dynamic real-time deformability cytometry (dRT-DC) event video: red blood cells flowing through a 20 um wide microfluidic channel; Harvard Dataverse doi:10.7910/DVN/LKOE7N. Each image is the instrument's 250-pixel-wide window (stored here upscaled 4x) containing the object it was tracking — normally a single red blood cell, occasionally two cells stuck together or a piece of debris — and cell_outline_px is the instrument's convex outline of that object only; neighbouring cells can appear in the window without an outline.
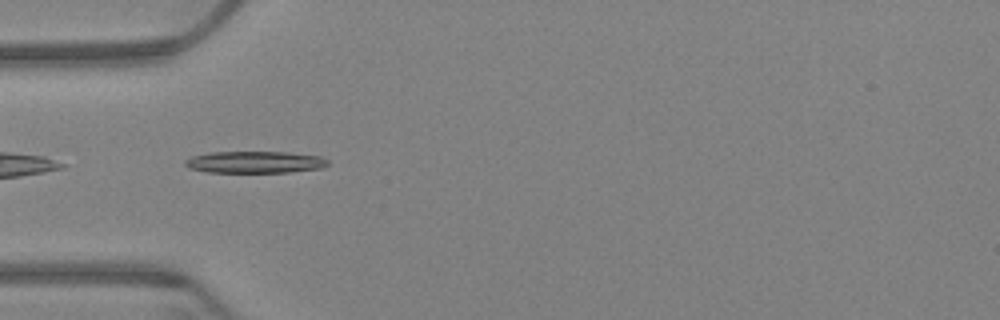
{"species": "Egyptian fruit bat (a non-hibernating species)", "species_latin": "Rousettus aegyptiacus", "temperature_condition": "warm", "stored_images_in_passage": 44, "camera_frame_rate_fps": 3000, "um_per_image_px": 0.085, "animal": {"sex": "female"}, "frame": {"image": 1, "passage_image": 2, "time_ms": 0.333, "image_size_px": [1000, 320], "cell_outline_px": [[328, 164], [320, 168], [288, 172], [208, 172], [192, 168], [184, 164], [184, 160], [192, 156], [212, 152], [288, 152], [320, 156], [328, 160]], "centroid_in_image_um": [21.67, 13.77], "position_along_channel_um": 63.3, "area_um2": 17.98}}
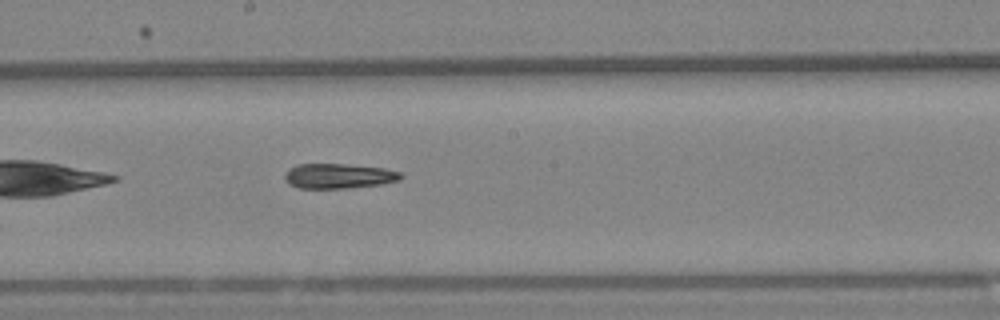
{"frame": {"image": 2, "passage_image": 16, "time_ms": 5.0, "image_size_px": [1000, 320], "cell_outline_px": [[404, 176], [400, 180], [380, 184], [348, 188], [300, 188], [288, 184], [284, 180], [284, 176], [296, 164], [344, 164], [384, 168], [400, 172]], "centroid_in_image_um": [28.8, 14.96], "position_along_channel_um": 219.4, "area_um2": 16.76}}
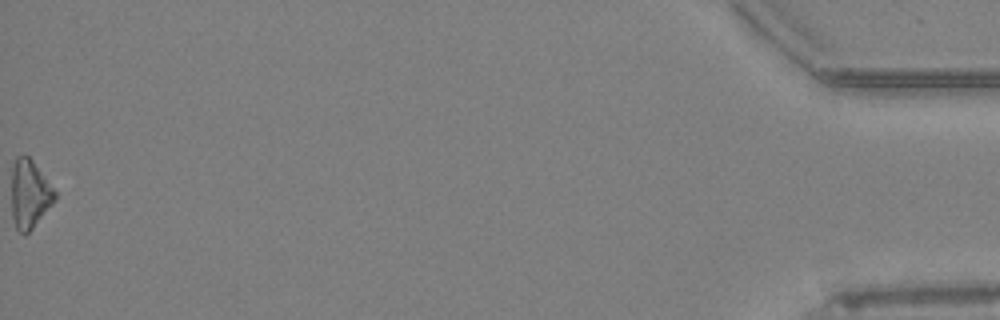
{"frame": {"image": 3, "passage_image": 44, "time_ms": 14.333, "image_size_px": [1000, 320], "cell_outline_px": [[56, 200], [32, 228], [28, 232], [20, 232], [16, 228], [12, 216], [12, 164], [16, 156], [28, 156], [32, 160], [56, 192]], "centroid_in_image_um": [2.5, 16.48], "position_along_channel_um": 432.7, "area_um2": 16.99}}